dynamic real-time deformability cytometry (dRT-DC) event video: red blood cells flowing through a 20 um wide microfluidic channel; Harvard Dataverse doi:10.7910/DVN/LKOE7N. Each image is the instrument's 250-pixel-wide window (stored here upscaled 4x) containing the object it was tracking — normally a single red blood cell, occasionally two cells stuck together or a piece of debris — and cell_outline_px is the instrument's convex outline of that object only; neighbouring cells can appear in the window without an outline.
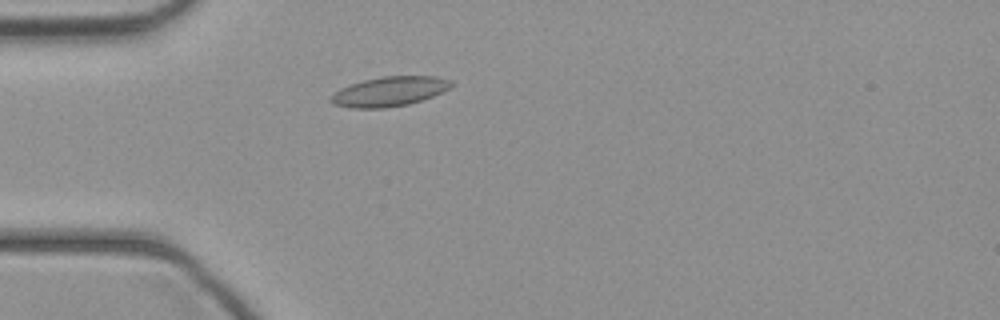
{"species": "common noctule bat (a hibernating species)", "species_latin": "Nyctalus noctula", "temperature_condition": "cold", "stored_images_in_passage": 35, "camera_frame_rate_fps": 3000, "um_per_image_px": 0.085, "animal": {"sex": "female", "body_mass_g": 21.9}, "frame": {"image": 1, "passage_image": 3, "time_ms": 0.667, "image_size_px": [1000, 320], "cell_outline_px": [[452, 88], [432, 96], [408, 104], [384, 108], [352, 108], [332, 104], [328, 100], [328, 96], [340, 88], [364, 80], [380, 76], [436, 76], [452, 80]], "centroid_in_image_um": [33.07, 7.77], "position_along_channel_um": 51.9, "area_um2": 20.92}}
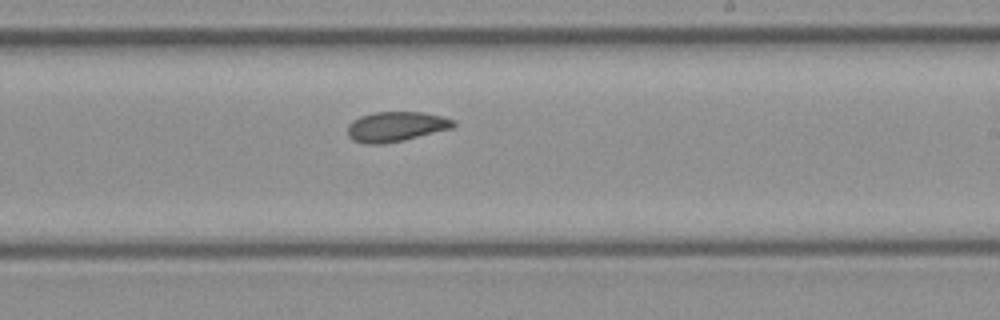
{"frame": {"image": 2, "passage_image": 17, "time_ms": 5.333, "image_size_px": [1000, 320], "cell_outline_px": [[456, 124], [452, 128], [404, 140], [384, 144], [364, 144], [352, 140], [348, 136], [348, 124], [352, 120], [360, 116], [372, 112], [424, 112], [456, 120]], "centroid_in_image_um": [33.63, 10.76], "position_along_channel_um": 255.4, "area_um2": 18.61}}
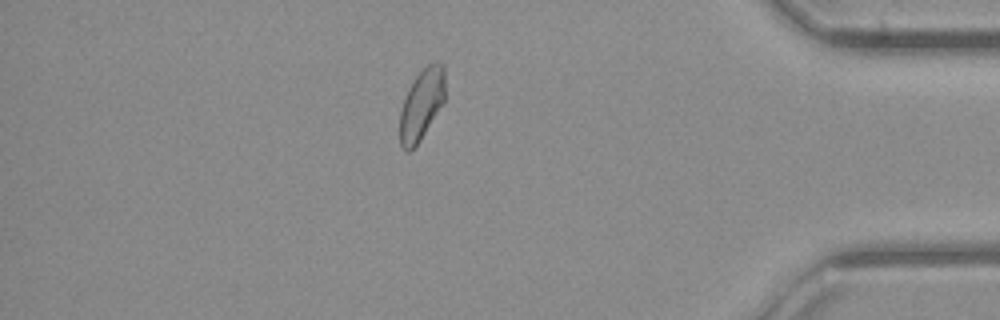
{"frame": {"image": 3, "passage_image": 29, "time_ms": 9.333, "image_size_px": [1000, 320], "cell_outline_px": [[444, 100], [420, 140], [408, 152], [400, 144], [400, 112], [404, 100], [416, 76], [432, 60], [440, 60], [444, 64]], "centroid_in_image_um": [35.85, 8.82], "position_along_channel_um": 399.4, "area_um2": 18.21}}